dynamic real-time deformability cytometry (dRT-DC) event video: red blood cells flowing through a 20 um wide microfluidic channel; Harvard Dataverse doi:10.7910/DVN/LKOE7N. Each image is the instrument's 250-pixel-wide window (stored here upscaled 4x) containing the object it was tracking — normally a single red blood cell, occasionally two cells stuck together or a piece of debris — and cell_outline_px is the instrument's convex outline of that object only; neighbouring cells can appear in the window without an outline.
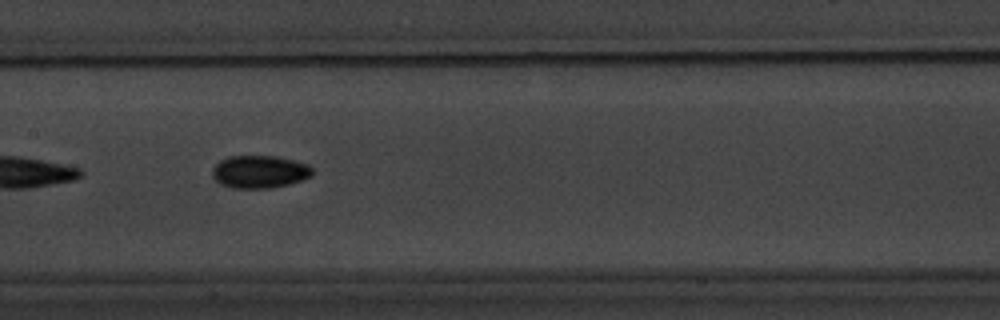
{"species": "common noctule bat (a hibernating species)", "species_latin": "Nyctalus noctula", "temperature_condition": "warm", "stored_images_in_passage": 10, "camera_frame_rate_fps": 3000, "um_per_image_px": 0.085, "animal": {"sex": "male", "body_mass_g": 20.1, "forearm_length_mm": 53.5}, "frame": {"image": 1, "passage_image": 7, "time_ms": 7.0, "image_size_px": [1000, 320], "cell_outline_px": [[312, 176], [304, 180], [272, 188], [232, 188], [220, 184], [212, 176], [212, 168], [220, 160], [228, 156], [276, 156], [308, 164], [312, 168]], "centroid_in_image_um": [22.06, 14.6], "position_along_channel_um": 185.3, "area_um2": 19.19}}
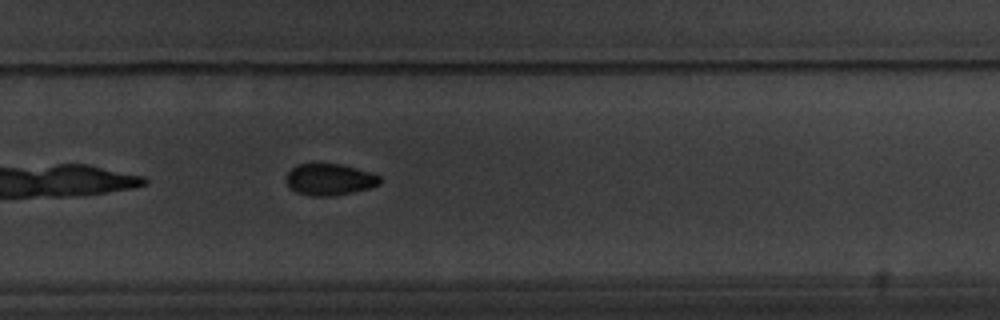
{"frame": {"image": 2, "passage_image": 10, "time_ms": 10.333, "image_size_px": [1000, 320], "cell_outline_px": [[380, 184], [368, 188], [352, 192], [328, 196], [316, 196], [296, 192], [284, 180], [288, 172], [296, 164], [340, 164], [372, 172], [380, 176]], "centroid_in_image_um": [28.01, 15.24], "position_along_channel_um": 301.8, "area_um2": 17.05}}